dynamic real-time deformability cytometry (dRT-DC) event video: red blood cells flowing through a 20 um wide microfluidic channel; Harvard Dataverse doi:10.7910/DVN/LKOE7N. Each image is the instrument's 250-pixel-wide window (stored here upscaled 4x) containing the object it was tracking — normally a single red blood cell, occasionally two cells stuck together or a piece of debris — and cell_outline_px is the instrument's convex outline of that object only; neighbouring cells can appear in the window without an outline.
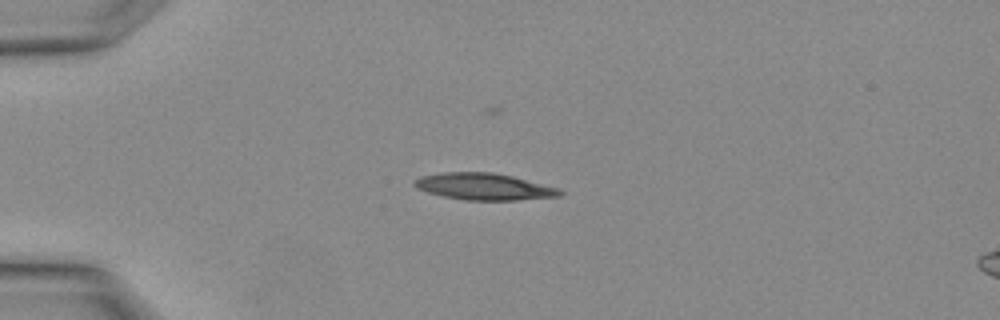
{"species": "Egyptian fruit bat (a non-hibernating species)", "species_latin": "Rousettus aegyptiacus", "temperature_condition": "warm", "stored_images_in_passage": 2, "segment_of_instrument_passage": [1, 2], "camera_frame_rate_fps": 3000, "um_per_image_px": 0.085, "animal": {"sex": "female"}, "frame": {"image": 1, "passage_image": 1, "time_ms": 0.0, "image_size_px": [1000, 320], "cell_outline_px": [[564, 192], [560, 196], [516, 200], [464, 200], [444, 196], [428, 192], [416, 188], [412, 184], [412, 180], [424, 176], [444, 172], [492, 172], [512, 176], [560, 188]], "centroid_in_image_um": [41.15, 15.86], "position_along_channel_um": 43.8, "area_um2": 22.6}}